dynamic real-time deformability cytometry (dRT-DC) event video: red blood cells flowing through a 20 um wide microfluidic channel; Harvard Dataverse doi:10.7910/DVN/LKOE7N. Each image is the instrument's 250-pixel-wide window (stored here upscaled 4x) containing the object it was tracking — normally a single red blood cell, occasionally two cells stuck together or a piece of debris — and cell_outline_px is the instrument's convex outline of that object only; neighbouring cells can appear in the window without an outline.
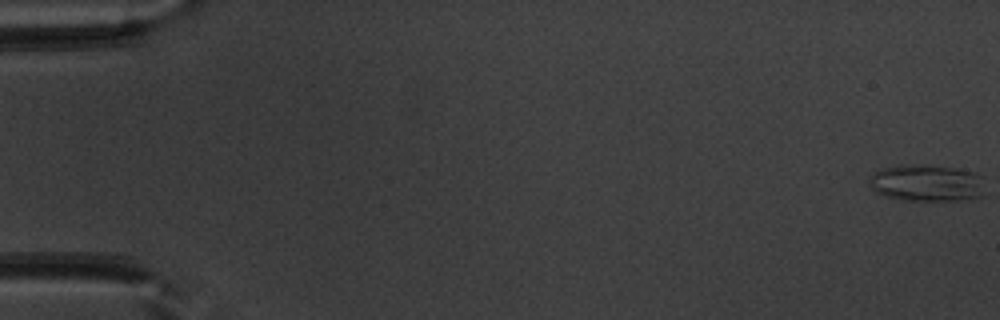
{"species": "common noctule bat (a hibernating species)", "species_latin": "Nyctalus noctula", "temperature_condition": "warm", "stored_images_in_passage": 54, "camera_frame_rate_fps": 3000, "um_per_image_px": 0.085, "animal": {"sex": "male", "body_mass_g": 20.1, "forearm_length_mm": 53.5}, "frame": {"image": 1, "passage_image": 1, "time_ms": 0.0, "image_size_px": [1000, 320], "cell_outline_px": [[984, 176], [980, 196], [960, 200], [904, 200], [888, 196], [876, 192], [872, 188], [868, 180], [876, 172], [884, 168], [900, 164], [956, 168], [976, 172]], "centroid_in_image_um": [78.78, 15.55], "position_along_channel_um": 6.2, "area_um2": 24.45}}
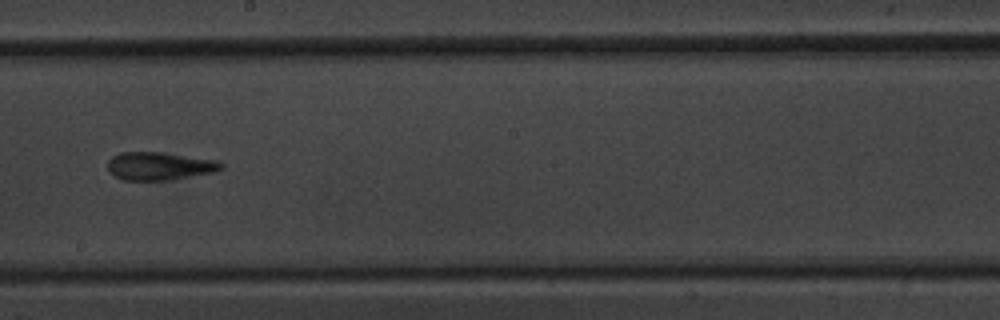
{"frame": {"image": 2, "passage_image": 31, "time_ms": 10.0, "image_size_px": [1000, 320], "cell_outline_px": [[224, 168], [216, 172], [168, 180], [124, 180], [108, 172], [108, 160], [112, 156], [120, 152], [160, 152], [216, 160], [224, 164]], "centroid_in_image_um": [13.56, 14.11], "position_along_channel_um": 234.6, "area_um2": 18.55}}
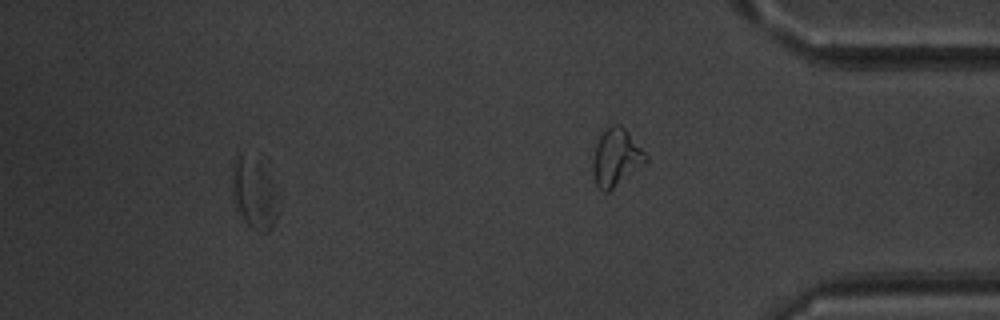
{"frame": {"image": 3, "passage_image": 49, "time_ms": 16.0, "image_size_px": [1000, 320], "cell_outline_px": [[280, 212], [272, 228], [268, 232], [260, 232], [252, 228], [244, 220], [240, 212], [232, 188], [232, 160], [236, 152], [260, 164], [268, 176], [276, 196]], "centroid_in_image_um": [21.6, 16.48], "position_along_channel_um": 413.6, "area_um2": 18.44}, "authors_computed_cell_mechanics": {"area_um2": 18.4671, "velocity_mm_per_s": 3.9462, "shape_relaxation_time_tau1_ms": 5.6444, "shape_relaxation_time_tau2_ms": 2.4703, "deformation_change_tau1": 0.1621, "deformation_change_tau2": 0.1281}}